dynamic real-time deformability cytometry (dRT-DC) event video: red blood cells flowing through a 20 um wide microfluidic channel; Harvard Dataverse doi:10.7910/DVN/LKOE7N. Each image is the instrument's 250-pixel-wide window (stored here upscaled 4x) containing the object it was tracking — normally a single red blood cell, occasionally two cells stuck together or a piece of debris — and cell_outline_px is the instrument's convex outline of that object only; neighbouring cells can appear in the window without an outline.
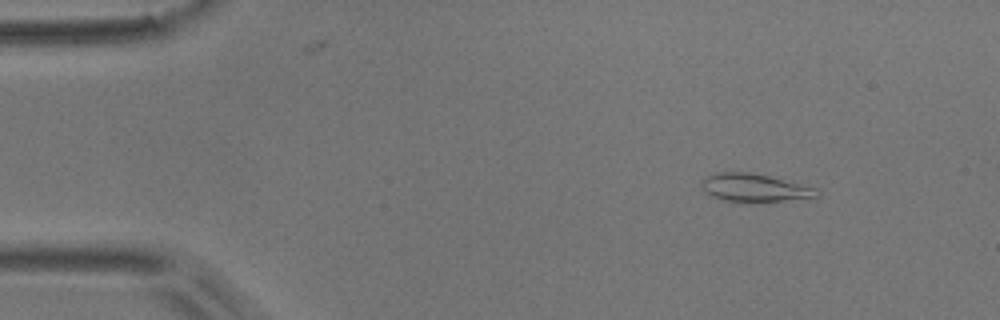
{"species": "common noctule bat (a hibernating species)", "species_latin": "Nyctalus noctula", "temperature_condition": "room temperature", "stored_images_in_passage": 9, "camera_frame_rate_fps": 3000, "um_per_image_px": 0.085, "animal": {"sex": "male", "body_mass_g": 17.9}, "frame": {"image": 1, "passage_image": 2, "time_ms": 0.333, "image_size_px": [1000, 320], "cell_outline_px": [[820, 196], [752, 204], [724, 200], [712, 196], [704, 192], [700, 184], [700, 180], [716, 172], [752, 172], [816, 188], [820, 192]], "centroid_in_image_um": [64.08, 15.98], "position_along_channel_um": 20.9, "area_um2": 19.13}}
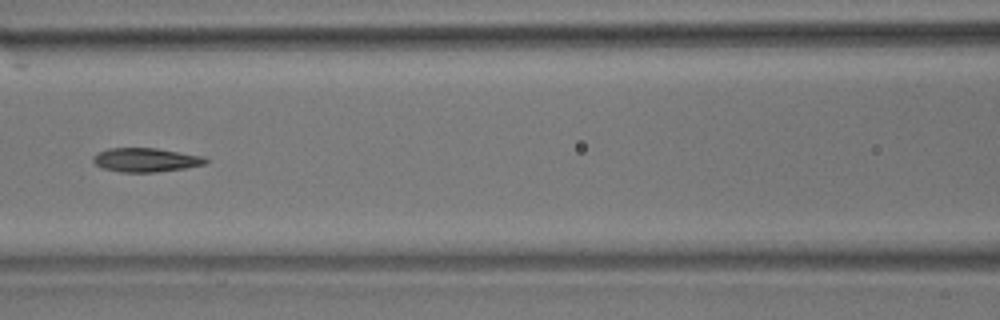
{"frame": {"image": 2, "passage_image": 6, "time_ms": 1.667, "image_size_px": [1000, 320], "cell_outline_px": [[208, 160], [204, 164], [184, 168], [156, 172], [120, 172], [100, 168], [92, 160], [92, 156], [96, 152], [108, 148], [156, 148], [204, 156]], "centroid_in_image_um": [12.33, 13.59], "position_along_channel_um": 154.3, "area_um2": 15.78}}
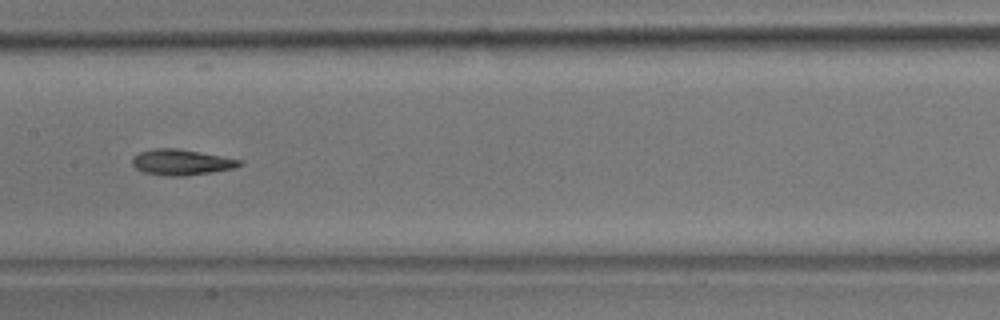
{"frame": {"image": 3, "passage_image": 7, "time_ms": 2.0, "image_size_px": [1000, 320], "cell_outline_px": [[244, 164], [236, 168], [212, 172], [184, 176], [160, 176], [140, 172], [132, 164], [132, 160], [140, 152], [156, 148], [176, 148], [240, 160]], "centroid_in_image_um": [15.39, 13.81], "position_along_channel_um": 192.0, "area_um2": 16.01}}